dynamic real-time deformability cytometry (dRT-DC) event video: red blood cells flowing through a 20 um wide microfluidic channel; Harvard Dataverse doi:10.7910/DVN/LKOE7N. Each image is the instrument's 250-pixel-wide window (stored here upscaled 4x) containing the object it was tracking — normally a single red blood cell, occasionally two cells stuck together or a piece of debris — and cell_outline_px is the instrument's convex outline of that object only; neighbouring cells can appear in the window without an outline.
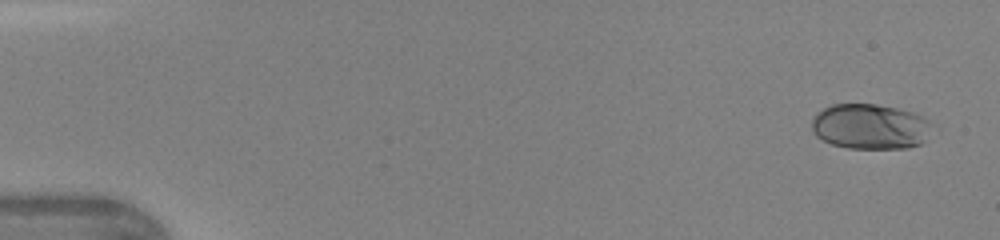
{"species": "human", "species_latin": "Homo sapiens", "temperature_condition": "warm", "stored_images_in_passage": 46, "camera_frame_rate_fps": 3000, "um_per_image_px": 0.085, "donor": {"sex": "female"}, "frame": {"image": 1, "passage_image": 2, "time_ms": 0.333, "image_size_px": [1000, 240], "cell_outline_px": [[928, 124], [924, 140], [920, 144], [908, 148], [848, 148], [832, 144], [816, 136], [812, 128], [812, 120], [816, 112], [832, 104], [876, 104], [896, 108], [912, 112], [928, 120]], "centroid_in_image_um": [73.88, 10.75], "position_along_channel_um": 11.1, "area_um2": 31.27}}
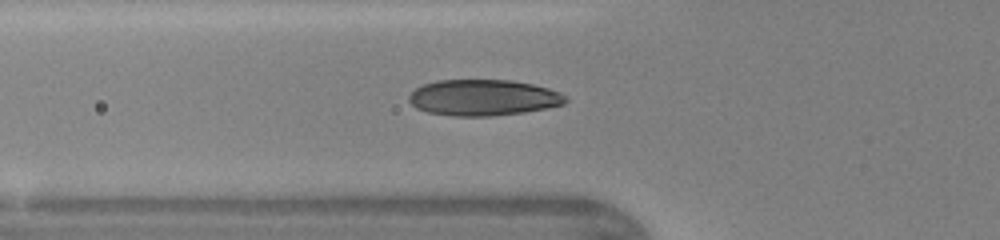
{"frame": {"image": 2, "passage_image": 17, "time_ms": 5.333, "image_size_px": [1000, 240], "cell_outline_px": [[568, 100], [564, 104], [548, 108], [524, 112], [492, 116], [452, 116], [428, 112], [416, 108], [408, 100], [408, 96], [416, 88], [424, 84], [436, 80], [512, 80], [532, 84], [548, 88], [560, 92]], "centroid_in_image_um": [41.08, 8.3], "position_along_channel_um": 84.7, "area_um2": 33.0}}
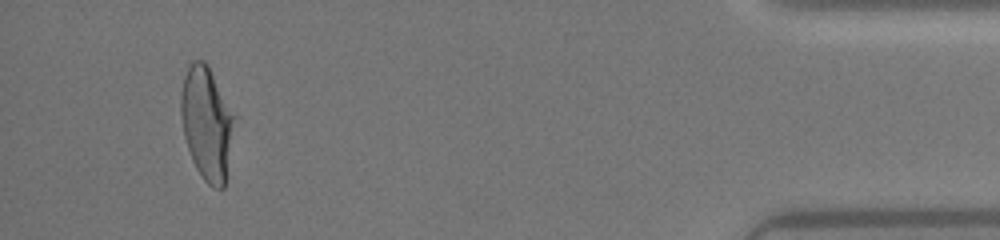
{"frame": {"image": 3, "passage_image": 44, "time_ms": 14.333, "image_size_px": [1000, 240], "cell_outline_px": [[236, 116], [224, 188], [212, 188], [204, 180], [196, 168], [192, 160], [184, 136], [180, 116], [180, 92], [184, 76], [192, 60], [204, 60], [208, 64]], "centroid_in_image_um": [17.57, 10.45], "position_along_channel_um": 417.6, "area_um2": 35.55}, "authors_computed_cell_mechanics": {"area_um2": 32.7726, "velocity_mm_per_s": 4.3566, "shape_relaxation_time_tau1_ms": 3.6856, "shape_relaxation_time_tau2_ms": null, "deformation_change_tau1": 0.1731, "deformation_change_tau2": null}}